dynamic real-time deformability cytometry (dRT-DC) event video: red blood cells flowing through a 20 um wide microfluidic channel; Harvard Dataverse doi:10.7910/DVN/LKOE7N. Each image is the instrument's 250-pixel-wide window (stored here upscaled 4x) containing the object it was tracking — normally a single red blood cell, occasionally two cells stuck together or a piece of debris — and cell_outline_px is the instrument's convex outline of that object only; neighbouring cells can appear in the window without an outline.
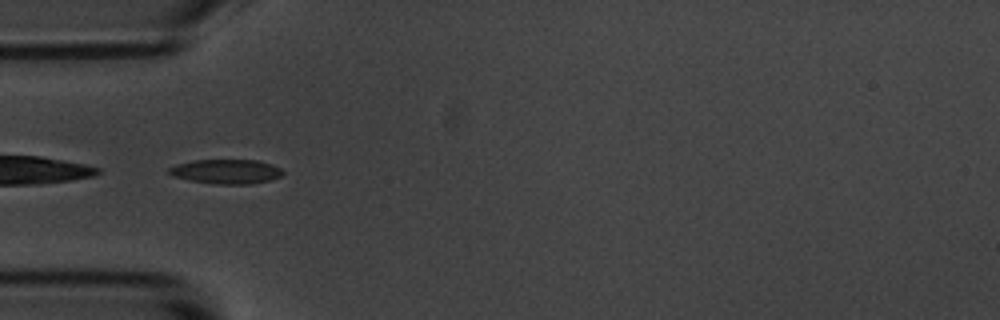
{"species": "common noctule bat (a hibernating species)", "species_latin": "Nyctalus noctula", "temperature_condition": "room temperature", "stored_images_in_passage": 4, "camera_frame_rate_fps": 3000, "um_per_image_px": 0.085, "animal": {"sex": "male", "body_mass_g": 20.1, "forearm_length_mm": 53.5}, "frame": {"image": 1, "passage_image": 2, "time_ms": 1.0, "image_size_px": [1000, 320], "cell_outline_px": [[284, 172], [280, 176], [272, 180], [252, 184], [216, 184], [188, 180], [172, 176], [168, 172], [168, 168], [176, 164], [192, 160], [256, 160], [272, 164], [280, 168]], "centroid_in_image_um": [19.22, 14.58], "position_along_channel_um": 65.8, "area_um2": 16.36}}
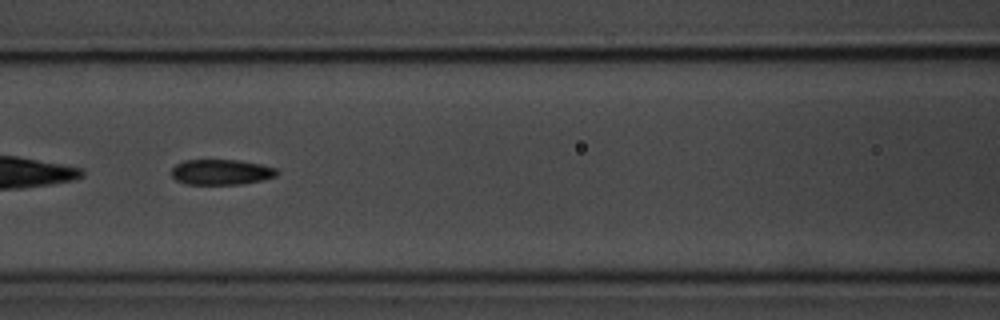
{"frame": {"image": 2, "passage_image": 4, "time_ms": 3.333, "image_size_px": [1000, 320], "cell_outline_px": [[280, 172], [276, 176], [264, 180], [244, 184], [188, 184], [176, 180], [172, 176], [172, 168], [176, 164], [184, 160], [240, 160], [260, 164], [276, 168]], "centroid_in_image_um": [18.84, 14.62], "position_along_channel_um": 147.8, "area_um2": 15.72}}